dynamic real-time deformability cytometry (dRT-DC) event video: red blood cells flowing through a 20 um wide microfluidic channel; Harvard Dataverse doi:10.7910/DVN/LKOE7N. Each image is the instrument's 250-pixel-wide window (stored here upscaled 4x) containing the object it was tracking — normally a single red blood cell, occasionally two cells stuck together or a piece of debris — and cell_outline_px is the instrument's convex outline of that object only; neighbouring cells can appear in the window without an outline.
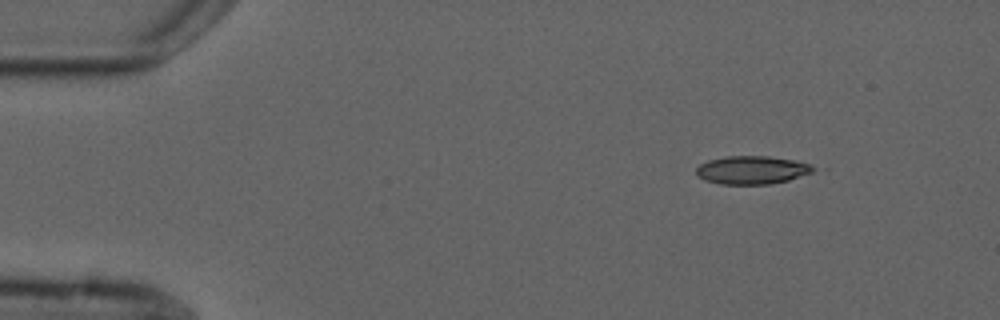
{"species": "common noctule bat (a hibernating species)", "species_latin": "Nyctalus noctula", "temperature_condition": "cold", "stored_images_in_passage": 3, "camera_frame_rate_fps": 3000, "um_per_image_px": 0.085, "animal": {"sex": "male", "forearm_length_mm": 52.5}, "frame": {"image": 1, "passage_image": 1, "time_ms": 0.0, "image_size_px": [1000, 320], "cell_outline_px": [[820, 168], [812, 172], [788, 180], [768, 184], [720, 184], [704, 180], [696, 172], [696, 168], [700, 164], [708, 160], [728, 156], [768, 156], [796, 160], [812, 164]], "centroid_in_image_um": [63.97, 14.44], "position_along_channel_um": 21.0, "area_um2": 19.31}}
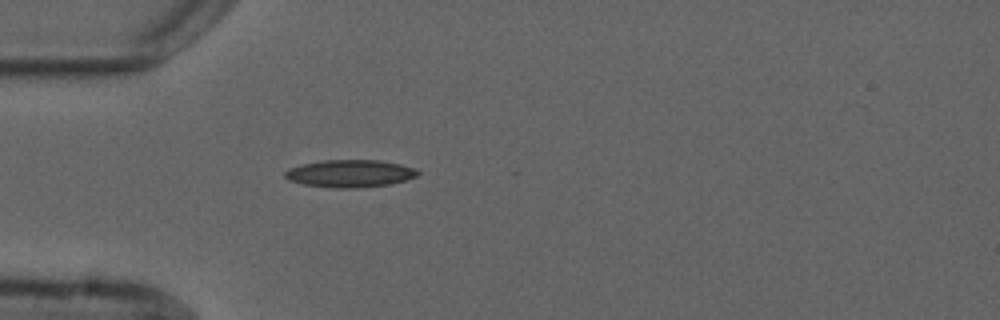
{"frame": {"image": 2, "passage_image": 3, "time_ms": 3.0, "image_size_px": [1000, 320], "cell_outline_px": [[420, 172], [416, 176], [404, 180], [388, 184], [356, 188], [336, 188], [304, 184], [288, 180], [284, 176], [284, 172], [288, 168], [304, 164], [324, 160], [380, 160], [400, 164], [416, 168]], "centroid_in_image_um": [29.74, 14.74], "position_along_channel_um": 55.3, "area_um2": 21.1}}